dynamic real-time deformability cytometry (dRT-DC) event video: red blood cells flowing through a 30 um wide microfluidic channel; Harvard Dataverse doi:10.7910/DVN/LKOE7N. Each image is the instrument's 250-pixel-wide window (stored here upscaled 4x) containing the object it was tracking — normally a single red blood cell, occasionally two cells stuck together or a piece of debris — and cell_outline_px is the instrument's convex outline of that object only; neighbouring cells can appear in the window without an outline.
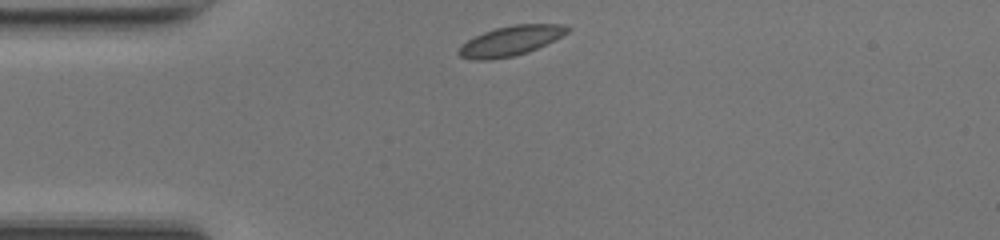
{"species": "common noctule bat (a hibernating species)", "species_latin": "Nyctalus noctula", "temperature_condition": "room temperature", "stored_images_in_passage": 33, "camera_frame_rate_fps": 3000, "um_per_image_px": 0.085, "animal": {"sex": "female", "body_mass_g": 17.0, "forearm_length_mm": 48.0}, "frame": {"image": 1, "passage_image": 1, "time_ms": 0.0, "image_size_px": [1000, 240], "cell_outline_px": [[572, 28], [568, 32], [536, 48], [512, 56], [492, 60], [472, 60], [460, 56], [456, 52], [468, 40], [484, 32], [496, 28], [512, 24], [564, 24]], "centroid_in_image_um": [43.39, 3.46], "position_along_channel_um": 41.6, "area_um2": 18.5}}
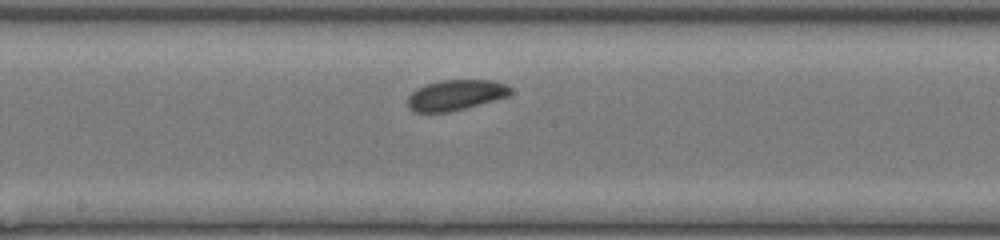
{"frame": {"image": 2, "passage_image": 15, "time_ms": 4.667, "image_size_px": [1000, 240], "cell_outline_px": [[512, 92], [508, 96], [464, 108], [448, 112], [416, 112], [408, 108], [408, 96], [416, 88], [440, 80], [492, 80], [508, 84], [512, 88]], "centroid_in_image_um": [38.74, 8.07], "position_along_channel_um": 209.5, "area_um2": 18.21}}
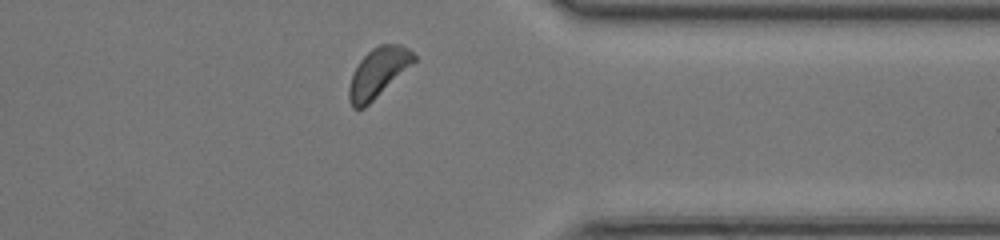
{"frame": {"image": 3, "passage_image": 28, "time_ms": 9.0, "image_size_px": [1000, 240], "cell_outline_px": [[416, 60], [364, 108], [352, 108], [348, 100], [348, 88], [352, 76], [360, 60], [372, 48], [380, 44], [400, 44], [408, 48], [416, 56]], "centroid_in_image_um": [32.12, 6.16], "position_along_channel_um": 379.3, "area_um2": 18.26}, "authors_computed_cell_mechanics": {"area_um2": 18.2648, "velocity_mm_per_s": 4.1361, "shape_relaxation_time_tau1_ms": 4.3139, "shape_relaxation_time_tau2_ms": null, "deformation_change_tau1": 0.1177, "deformation_change_tau2": null}}